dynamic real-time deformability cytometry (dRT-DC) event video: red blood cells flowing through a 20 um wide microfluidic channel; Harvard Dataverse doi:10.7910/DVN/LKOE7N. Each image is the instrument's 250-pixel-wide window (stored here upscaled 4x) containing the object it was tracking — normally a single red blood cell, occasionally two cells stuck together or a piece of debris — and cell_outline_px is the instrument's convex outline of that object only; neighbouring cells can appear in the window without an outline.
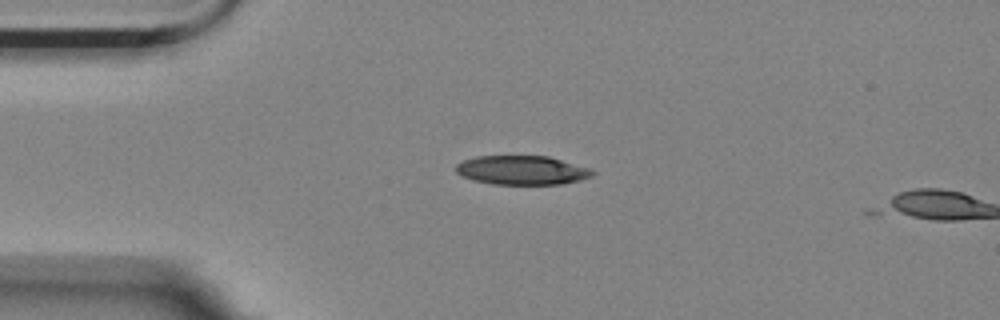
{"species": "Egyptian fruit bat (a non-hibernating species)", "species_latin": "Rousettus aegyptiacus", "temperature_condition": "room temperature", "stored_images_in_passage": 2, "camera_frame_rate_fps": 3000, "um_per_image_px": 0.085, "animal": {"sex": "female"}, "frame": {"image": 1, "passage_image": 1, "time_ms": 0.0, "image_size_px": [1000, 320], "cell_outline_px": [[596, 172], [592, 176], [580, 180], [564, 184], [492, 184], [472, 180], [456, 172], [456, 164], [464, 160], [476, 156], [548, 156], [592, 168]], "centroid_in_image_um": [44.41, 14.46], "position_along_channel_um": 40.6, "area_um2": 23.24}}